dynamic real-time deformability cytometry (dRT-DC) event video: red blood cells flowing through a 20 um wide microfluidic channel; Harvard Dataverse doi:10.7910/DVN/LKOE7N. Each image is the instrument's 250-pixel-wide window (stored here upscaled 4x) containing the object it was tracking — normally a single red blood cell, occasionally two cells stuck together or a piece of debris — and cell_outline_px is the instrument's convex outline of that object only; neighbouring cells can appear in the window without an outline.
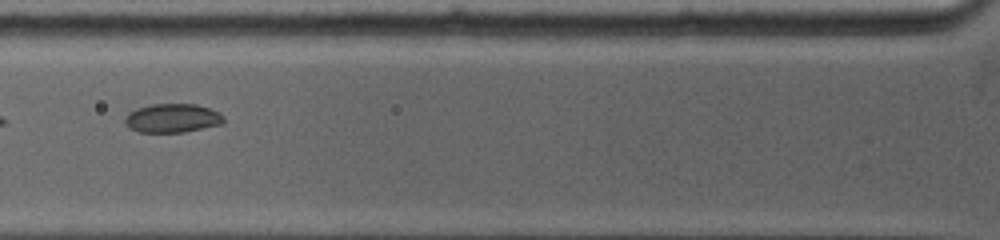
{"species": "common noctule bat (a hibernating species)", "species_latin": "Nyctalus noctula", "temperature_condition": "warm", "stored_images_in_passage": 7, "camera_frame_rate_fps": 5000, "um_per_image_px": 0.085, "animal": {"sex": "female", "body_mass_g": 19.0, "forearm_length_mm": 53.3}, "frame": {"image": 1, "passage_image": 4, "time_ms": 2.0, "image_size_px": [1000, 240], "cell_outline_px": [[224, 124], [184, 132], [140, 132], [128, 128], [124, 124], [124, 120], [128, 112], [136, 108], [152, 104], [196, 104], [220, 112], [224, 116]], "centroid_in_image_um": [14.65, 10.04], "position_along_channel_um": 111.2, "area_um2": 16.82}}
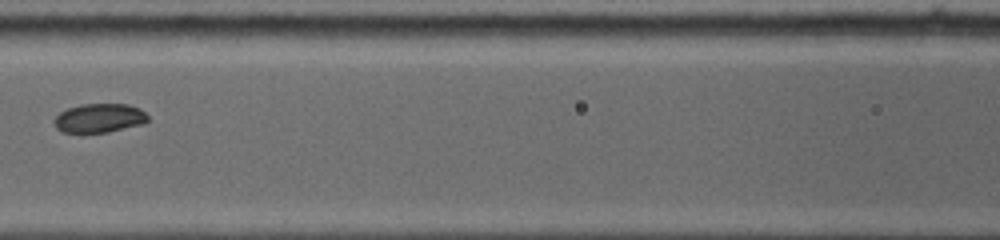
{"frame": {"image": 2, "passage_image": 6, "time_ms": 3.2, "image_size_px": [1000, 240], "cell_outline_px": [[148, 120], [144, 124], [108, 132], [64, 132], [56, 128], [52, 124], [52, 120], [60, 112], [68, 108], [80, 104], [128, 104], [140, 108], [148, 116]], "centroid_in_image_um": [8.43, 10.03], "position_along_channel_um": 158.2, "area_um2": 15.95}}